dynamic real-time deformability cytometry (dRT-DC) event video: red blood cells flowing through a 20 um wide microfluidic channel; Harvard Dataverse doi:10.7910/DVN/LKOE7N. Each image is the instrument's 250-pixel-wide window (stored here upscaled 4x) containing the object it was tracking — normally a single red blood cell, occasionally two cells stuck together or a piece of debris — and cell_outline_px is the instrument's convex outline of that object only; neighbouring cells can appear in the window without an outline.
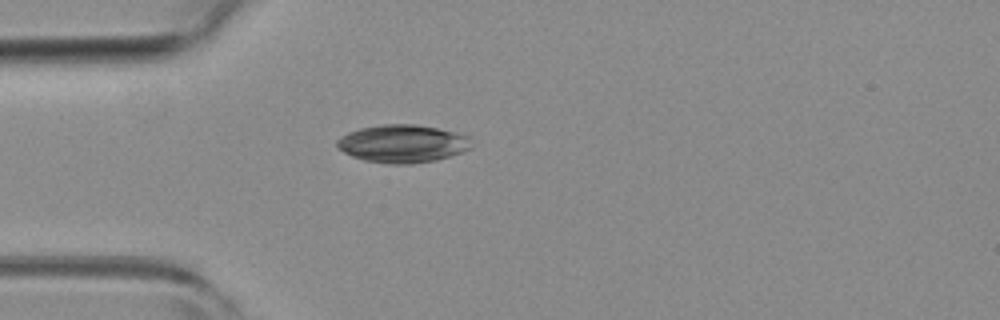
{"species": "common noctule bat (a hibernating species)", "species_latin": "Nyctalus noctula", "temperature_condition": "room temperature", "stored_images_in_passage": 1, "camera_frame_rate_fps": 3000, "um_per_image_px": 0.085, "animal": {"sex": "female", "body_mass_g": 19.3, "forearm_length_mm": 54.1}, "frame": {"image": 1, "passage_image": 1, "time_ms": 0.0, "image_size_px": [1000, 320], "cell_outline_px": [[472, 148], [436, 160], [412, 164], [392, 164], [364, 160], [352, 156], [336, 148], [336, 140], [340, 136], [348, 132], [360, 128], [380, 124], [416, 124], [456, 132], [468, 136]], "centroid_in_image_um": [34.18, 12.2], "position_along_channel_um": 50.8, "area_um2": 29.71}}